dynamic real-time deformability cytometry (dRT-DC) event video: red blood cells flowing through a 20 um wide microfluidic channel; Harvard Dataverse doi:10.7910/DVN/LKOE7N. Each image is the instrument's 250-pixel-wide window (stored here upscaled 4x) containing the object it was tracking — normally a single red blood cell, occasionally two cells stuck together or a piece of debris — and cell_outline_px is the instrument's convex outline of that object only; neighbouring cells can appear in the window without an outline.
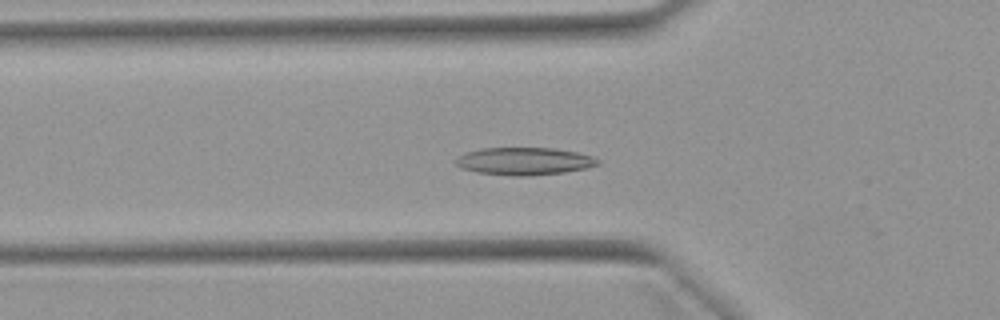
{"species": "Egyptian fruit bat (a non-hibernating species)", "species_latin": "Rousettus aegyptiacus", "temperature_condition": "warm", "stored_images_in_passage": 29, "camera_frame_rate_fps": 3000, "um_per_image_px": 0.085, "animal": {"sex": "female"}, "frame": {"image": 1, "passage_image": 18, "time_ms": 5.667, "image_size_px": [1000, 320], "cell_outline_px": [[600, 164], [588, 168], [564, 172], [528, 176], [512, 176], [476, 172], [460, 168], [452, 160], [468, 152], [480, 148], [556, 148], [576, 152], [592, 156], [600, 160]], "centroid_in_image_um": [44.57, 13.7], "position_along_channel_um": 81.2, "area_um2": 22.95}}
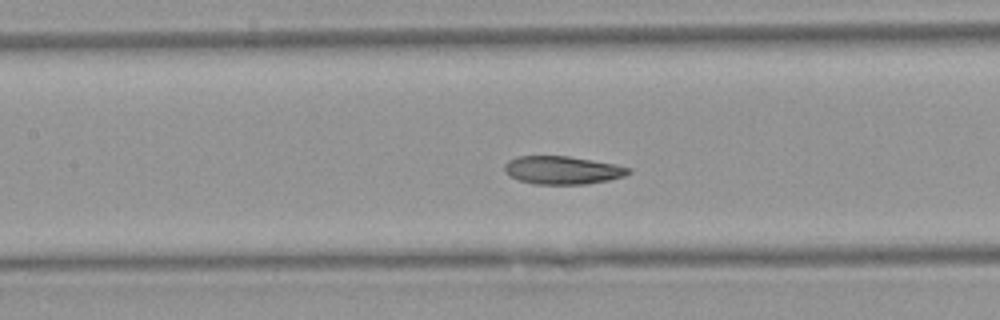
{"frame": {"image": 2, "passage_image": 24, "time_ms": 7.667, "image_size_px": [1000, 320], "cell_outline_px": [[632, 172], [624, 176], [608, 180], [588, 184], [532, 184], [508, 176], [504, 172], [504, 164], [508, 160], [516, 156], [568, 156], [616, 164], [632, 168]], "centroid_in_image_um": [47.8, 14.46], "position_along_channel_um": 159.6, "area_um2": 20.52}}
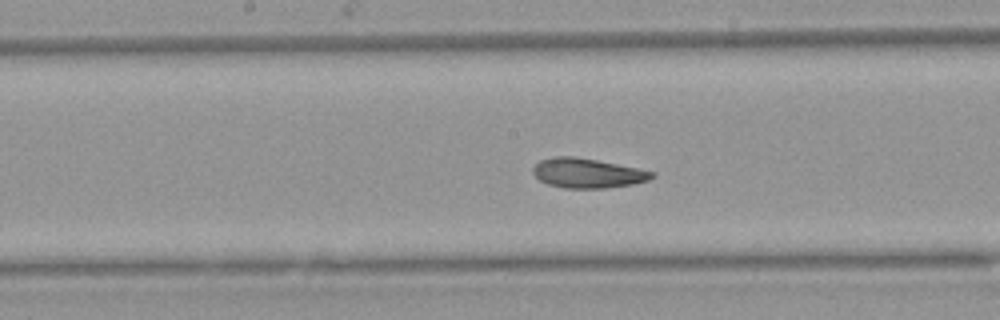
{"frame": {"image": 3, "passage_image": 27, "time_ms": 8.667, "image_size_px": [1000, 320], "cell_outline_px": [[656, 176], [648, 180], [632, 184], [604, 188], [564, 188], [548, 184], [540, 180], [532, 172], [532, 168], [540, 160], [556, 156], [572, 156], [596, 160], [656, 172]], "centroid_in_image_um": [49.93, 14.72], "position_along_channel_um": 198.3, "area_um2": 20.35}}